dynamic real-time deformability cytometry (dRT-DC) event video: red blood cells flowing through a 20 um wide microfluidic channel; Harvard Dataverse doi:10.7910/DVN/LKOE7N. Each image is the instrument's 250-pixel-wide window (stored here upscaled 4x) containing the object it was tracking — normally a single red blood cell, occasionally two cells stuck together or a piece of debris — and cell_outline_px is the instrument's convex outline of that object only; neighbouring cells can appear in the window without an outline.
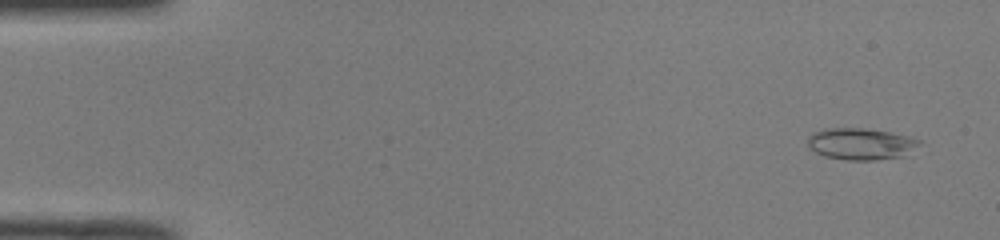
{"species": "common noctule bat (a hibernating species)", "species_latin": "Nyctalus noctula", "temperature_condition": "room temperature", "stored_images_in_passage": 51, "camera_frame_rate_fps": 3000, "um_per_image_px": 0.085, "animal": {"sex": "male", "body_mass_g": 19.0, "forearm_length_mm": 50.8}, "frame": {"image": 1, "passage_image": 3, "time_ms": 0.667, "image_size_px": [1000, 240], "cell_outline_px": [[924, 144], [908, 156], [876, 160], [848, 160], [824, 156], [808, 148], [808, 136], [812, 132], [824, 128], [864, 128], [888, 132], [908, 136], [924, 140]], "centroid_in_image_um": [73.26, 12.24], "position_along_channel_um": 11.7, "area_um2": 21.21}}
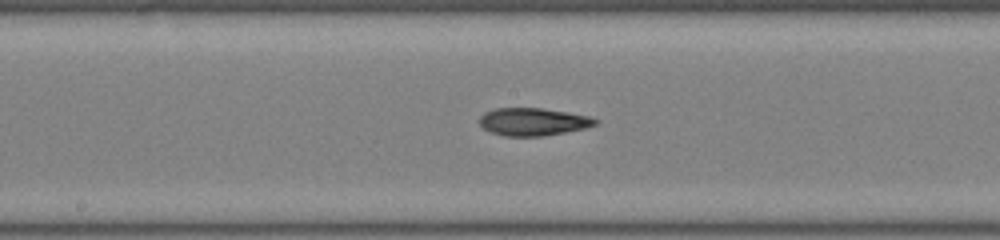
{"frame": {"image": 2, "passage_image": 27, "time_ms": 8.667, "image_size_px": [1000, 240], "cell_outline_px": [[600, 120], [596, 124], [584, 128], [544, 136], [504, 136], [492, 132], [484, 128], [480, 124], [480, 116], [484, 112], [496, 108], [540, 108], [568, 112], [588, 116]], "centroid_in_image_um": [45.31, 10.34], "position_along_channel_um": 202.9, "area_um2": 18.55}}
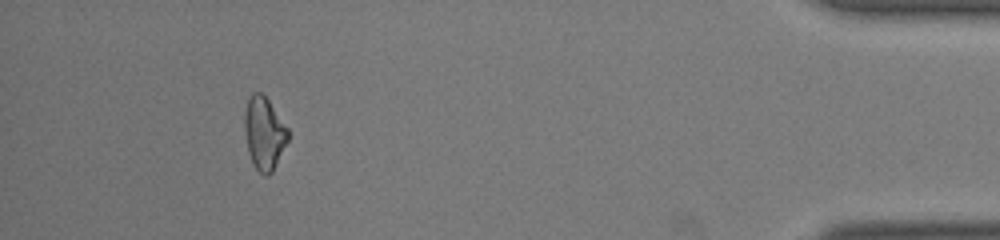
{"frame": {"image": 3, "passage_image": 47, "time_ms": 15.333, "image_size_px": [1000, 240], "cell_outline_px": [[288, 140], [272, 172], [268, 176], [264, 176], [252, 164], [248, 152], [244, 132], [244, 112], [248, 100], [252, 92], [260, 92], [268, 100], [288, 128]], "centroid_in_image_um": [22.43, 11.34], "position_along_channel_um": 412.8, "area_um2": 18.38}, "authors_computed_cell_mechanics": {"area_um2": 18.9006, "velocity_mm_per_s": 4.0315, "shape_relaxation_time_tau1_ms": 6.2966, "shape_relaxation_time_tau2_ms": 3.9373, "deformation_change_tau1": 0.1748, "deformation_change_tau2": 0.1241}}